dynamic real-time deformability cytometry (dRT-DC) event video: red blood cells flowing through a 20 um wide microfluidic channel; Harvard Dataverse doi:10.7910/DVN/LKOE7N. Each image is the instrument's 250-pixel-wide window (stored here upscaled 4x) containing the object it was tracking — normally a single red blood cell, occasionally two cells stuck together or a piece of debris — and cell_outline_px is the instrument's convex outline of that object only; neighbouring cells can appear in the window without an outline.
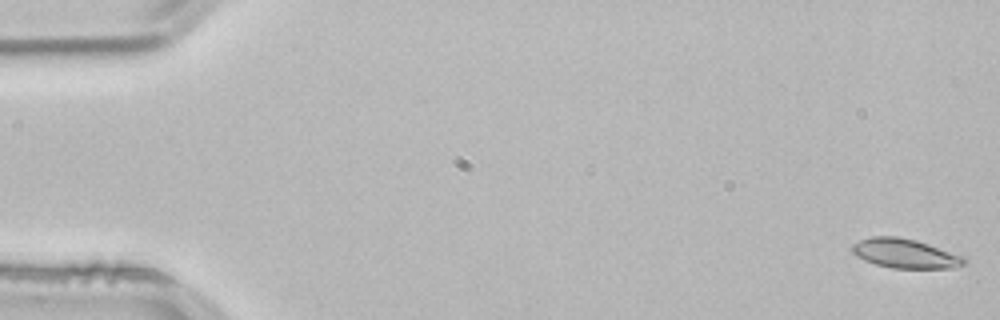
{"species": "common noctule bat (a hibernating species)", "species_latin": "Nyctalus noctula", "temperature_condition": "room temperature", "stored_images_in_passage": 53, "camera_frame_rate_fps": 3000, "um_per_image_px": 0.085, "animal": {"sex": "male", "body_mass_g": 21.5, "forearm_length_mm": 52.0}, "frame": {"image": 1, "passage_image": 1, "time_ms": 0.0, "image_size_px": [1000, 320], "cell_outline_px": [[968, 264], [952, 268], [892, 268], [876, 264], [864, 260], [856, 256], [852, 252], [852, 244], [860, 240], [872, 236], [896, 236], [916, 240], [964, 256], [968, 260]], "centroid_in_image_um": [76.96, 21.55], "position_along_channel_um": 8.0, "area_um2": 19.25}}
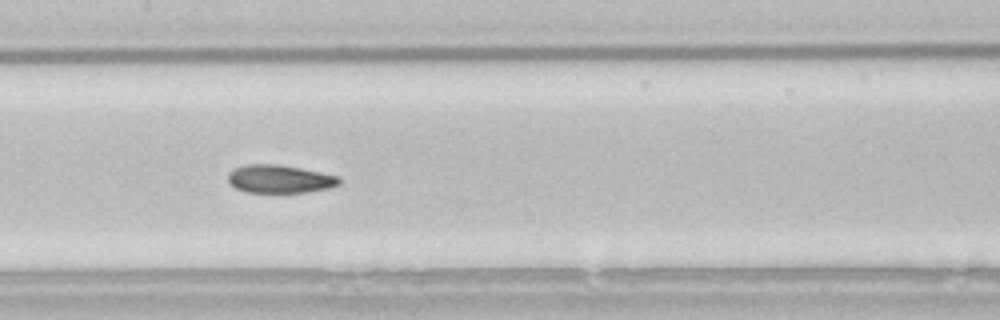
{"frame": {"image": 2, "passage_image": 26, "time_ms": 8.333, "image_size_px": [1000, 320], "cell_outline_px": [[340, 184], [328, 188], [304, 192], [248, 192], [236, 188], [228, 180], [228, 172], [244, 164], [276, 164], [300, 168], [340, 176]], "centroid_in_image_um": [23.78, 15.2], "position_along_channel_um": 183.6, "area_um2": 18.03}}
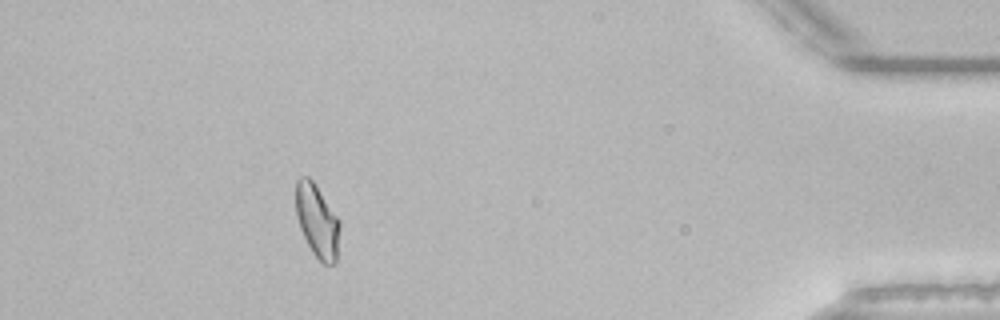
{"frame": {"image": 3, "passage_image": 48, "time_ms": 15.667, "image_size_px": [1000, 320], "cell_outline_px": [[340, 228], [336, 260], [332, 264], [324, 264], [312, 252], [300, 228], [296, 216], [296, 180], [300, 176], [308, 176], [316, 184], [340, 220]], "centroid_in_image_um": [26.96, 18.74], "position_along_channel_um": 408.2, "area_um2": 18.73}, "authors_computed_cell_mechanics": {"area_um2": 18.7272, "velocity_mm_per_s": 3.8316, "shape_relaxation_time_tau1_ms": 9.2957, "shape_relaxation_time_tau2_ms": 2.5617, "deformation_change_tau1": 0.1998, "deformation_change_tau2": 0.0618}}